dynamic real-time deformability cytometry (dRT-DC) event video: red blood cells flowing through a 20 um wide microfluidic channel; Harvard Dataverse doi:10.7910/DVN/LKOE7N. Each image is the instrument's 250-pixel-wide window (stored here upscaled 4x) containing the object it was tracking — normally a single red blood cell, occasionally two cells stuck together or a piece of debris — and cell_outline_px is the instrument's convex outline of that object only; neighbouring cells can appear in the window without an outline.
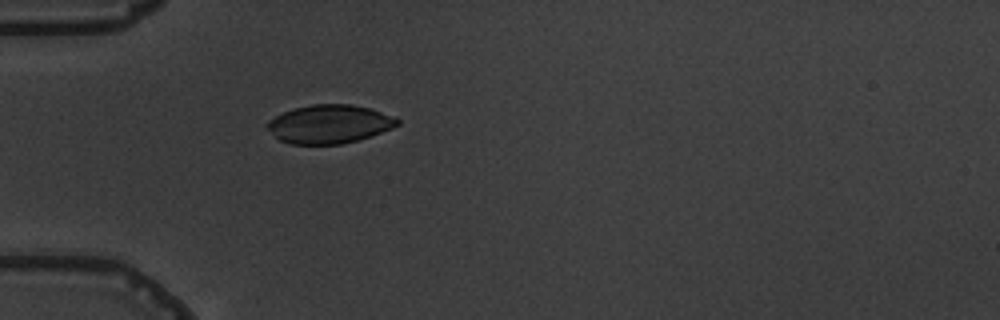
{"species": "common noctule bat (a hibernating species)", "species_latin": "Nyctalus noctula", "temperature_condition": "warm", "stored_images_in_passage": 5, "camera_frame_rate_fps": 3000, "um_per_image_px": 0.085, "animal": {"sex": "male", "body_mass_g": 19.5, "forearm_length_mm": 54.6}, "frame": {"image": 1, "passage_image": 5, "time_ms": 5.667, "image_size_px": [1000, 320], "cell_outline_px": [[400, 124], [392, 128], [356, 140], [340, 144], [292, 144], [280, 140], [264, 124], [268, 120], [284, 112], [296, 108], [312, 104], [352, 104], [368, 108], [396, 116], [400, 120]], "centroid_in_image_um": [28.01, 10.53], "position_along_channel_um": 57.0, "area_um2": 28.96}}